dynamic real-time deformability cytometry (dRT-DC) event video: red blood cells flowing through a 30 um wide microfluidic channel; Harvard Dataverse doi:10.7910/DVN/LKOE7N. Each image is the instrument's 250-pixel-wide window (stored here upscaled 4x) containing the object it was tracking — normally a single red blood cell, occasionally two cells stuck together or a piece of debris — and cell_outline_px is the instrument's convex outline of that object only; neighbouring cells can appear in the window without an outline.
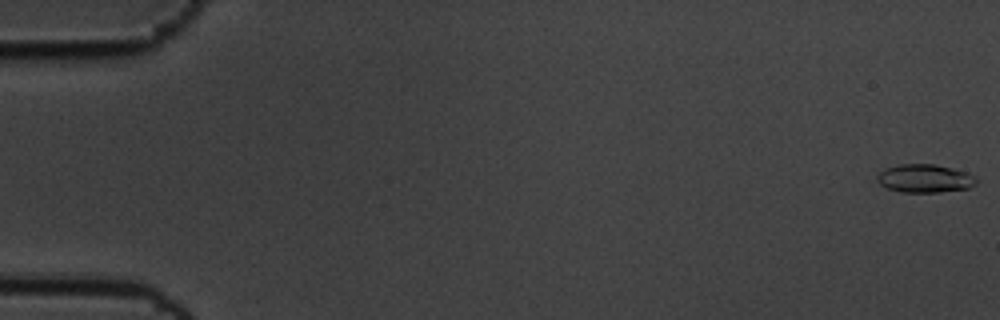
{"species": "common noctule bat (a hibernating species)", "species_latin": "Nyctalus noctula", "temperature_condition": "cold", "stored_images_in_passage": 59, "camera_frame_rate_fps": 3000, "um_per_image_px": 0.085, "animal": {"sex": "male", "body_mass_g": 19.5, "forearm_length_mm": 54.6}, "frame": {"image": 1, "passage_image": 1, "time_ms": 0.0, "image_size_px": [1000, 320], "cell_outline_px": [[980, 180], [976, 184], [968, 188], [940, 192], [900, 192], [888, 188], [880, 184], [876, 180], [876, 176], [884, 168], [900, 164], [932, 164], [952, 168], [968, 172], [976, 176]], "centroid_in_image_um": [78.63, 15.16], "position_along_channel_um": 6.4, "area_um2": 16.53}}
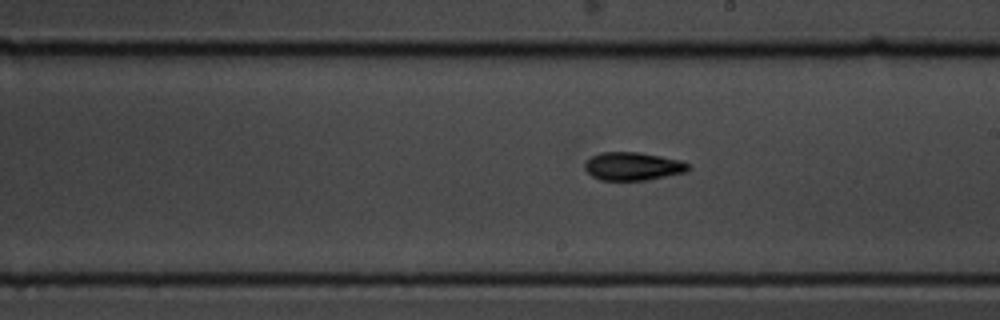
{"frame": {"image": 2, "passage_image": 34, "time_ms": 11.0, "image_size_px": [1000, 320], "cell_outline_px": [[688, 172], [648, 180], [600, 180], [592, 176], [584, 168], [584, 164], [592, 156], [600, 152], [636, 152], [660, 156], [680, 160], [688, 164]], "centroid_in_image_um": [53.79, 14.14], "position_along_channel_um": 235.2, "area_um2": 16.94}}
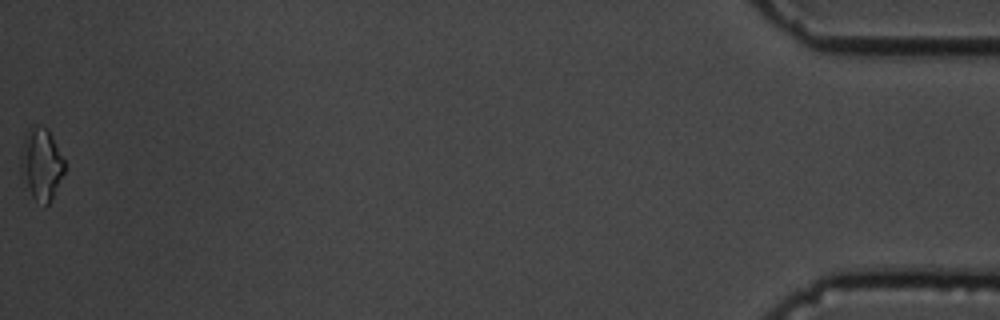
{"frame": {"image": 3, "passage_image": 59, "time_ms": 19.333, "image_size_px": [1000, 320], "cell_outline_px": [[64, 172], [52, 200], [44, 208], [32, 196], [20, 172], [20, 156], [24, 136], [28, 128], [32, 124], [36, 124], [48, 128], [64, 160]], "centroid_in_image_um": [3.49, 13.93], "position_along_channel_um": 431.7, "area_um2": 18.55}, "authors_computed_cell_mechanics": {"area_um2": 16.2418, "velocity_mm_per_s": 3.479, "shape_relaxation_time_tau1_ms": 5.739, "shape_relaxation_time_tau2_ms": 4.4876, "deformation_change_tau1": 0.1451, "deformation_change_tau2": 0.097}}